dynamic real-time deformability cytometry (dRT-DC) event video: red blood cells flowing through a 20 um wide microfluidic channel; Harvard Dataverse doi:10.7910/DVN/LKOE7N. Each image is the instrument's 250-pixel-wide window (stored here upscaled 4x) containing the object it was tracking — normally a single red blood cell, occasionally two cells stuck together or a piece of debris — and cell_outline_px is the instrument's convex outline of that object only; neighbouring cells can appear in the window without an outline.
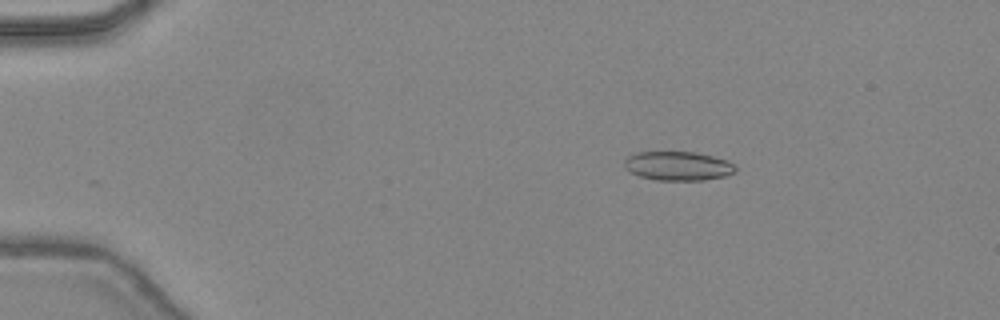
{"species": "common noctule bat (a hibernating species)", "species_latin": "Nyctalus noctula", "temperature_condition": "warm", "stored_images_in_passage": 47, "camera_frame_rate_fps": 3000, "um_per_image_px": 0.085, "animal": {"sex": "female", "body_mass_g": 24.6, "forearm_length_mm": 56.2}, "frame": {"image": 1, "passage_image": 9, "time_ms": 2.667, "image_size_px": [1000, 320], "cell_outline_px": [[736, 172], [724, 176], [704, 180], [656, 180], [640, 176], [632, 172], [624, 164], [624, 160], [628, 156], [636, 152], [696, 152], [728, 160], [736, 168]], "centroid_in_image_um": [57.65, 14.1], "position_along_channel_um": 27.4, "area_um2": 18.67}}
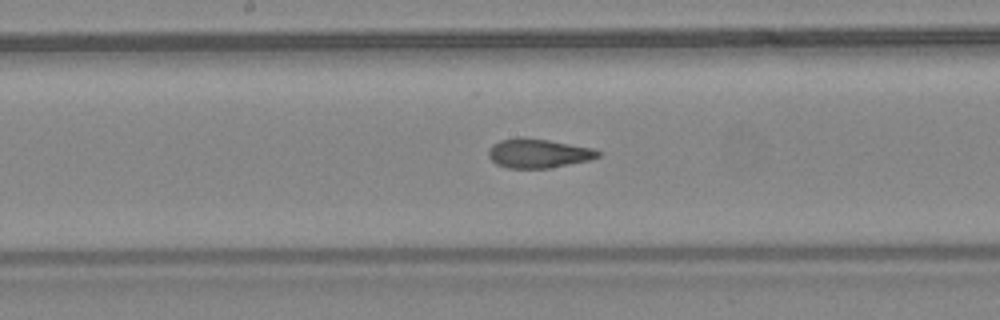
{"frame": {"image": 2, "passage_image": 26, "time_ms": 8.333, "image_size_px": [1000, 320], "cell_outline_px": [[604, 152], [600, 156], [588, 160], [548, 168], [508, 168], [496, 164], [488, 156], [488, 152], [492, 144], [500, 140], [524, 136], [548, 140], [592, 148]], "centroid_in_image_um": [45.74, 13.02], "position_along_channel_um": 202.5, "area_um2": 18.61}}
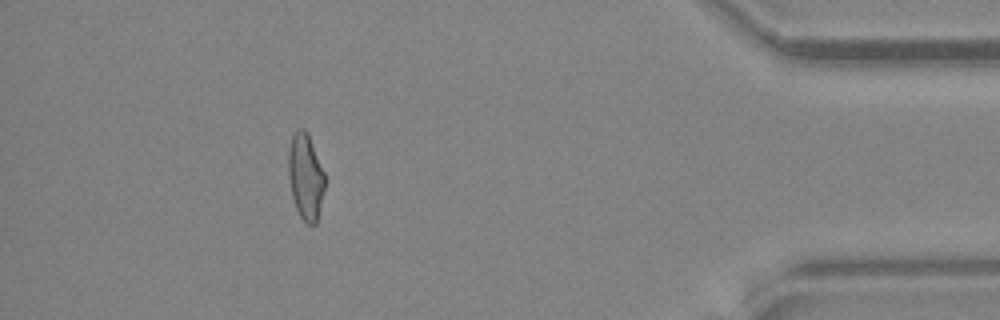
{"frame": {"image": 3, "passage_image": 43, "time_ms": 14.0, "image_size_px": [1000, 320], "cell_outline_px": [[324, 188], [316, 224], [308, 224], [300, 216], [296, 208], [292, 196], [288, 176], [288, 148], [292, 136], [300, 128], [304, 128], [308, 132], [324, 172]], "centroid_in_image_um": [25.96, 14.98], "position_along_channel_um": 409.2, "area_um2": 18.15}, "authors_computed_cell_mechanics": {"area_um2": 18.9584, "velocity_mm_per_s": 4.4978, "shape_relaxation_time_tau1_ms": null, "shape_relaxation_time_tau2_ms": 1.1245, "deformation_change_tau1": null, "deformation_change_tau2": 0.0872}}